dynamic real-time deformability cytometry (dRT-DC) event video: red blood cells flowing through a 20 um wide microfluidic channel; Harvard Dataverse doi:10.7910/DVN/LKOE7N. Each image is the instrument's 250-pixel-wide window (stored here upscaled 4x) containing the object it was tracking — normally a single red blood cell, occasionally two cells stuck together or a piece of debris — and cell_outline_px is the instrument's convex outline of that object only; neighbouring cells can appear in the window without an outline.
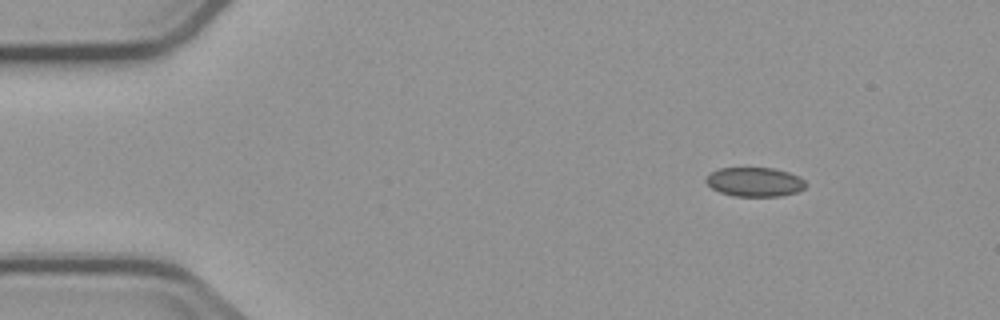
{"species": "common noctule bat (a hibernating species)", "species_latin": "Nyctalus noctula", "temperature_condition": "cold", "stored_images_in_passage": 6, "camera_frame_rate_fps": 3000, "um_per_image_px": 0.085, "animal": {"sex": "male", "body_mass_g": 23.1, "forearm_length_mm": 52.7}, "frame": {"image": 1, "passage_image": 2, "time_ms": 1.333, "image_size_px": [1000, 320], "cell_outline_px": [[808, 184], [804, 188], [796, 192], [780, 196], [732, 196], [720, 192], [712, 188], [704, 180], [712, 172], [720, 168], [772, 168], [788, 172], [800, 176]], "centroid_in_image_um": [64.17, 15.47], "position_along_channel_um": 20.8, "area_um2": 16.94}}
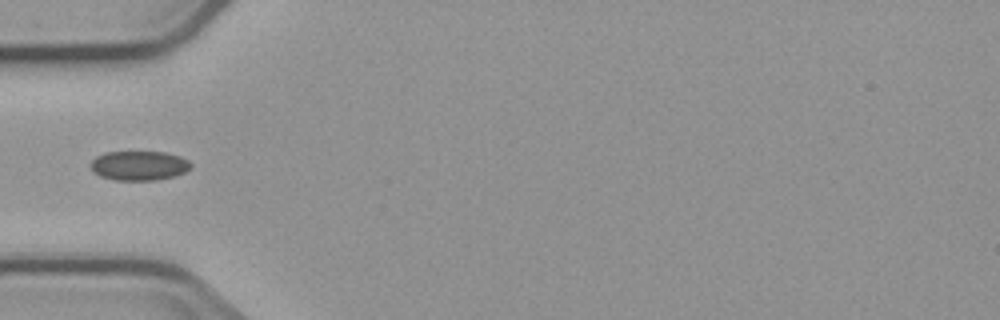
{"frame": {"image": 2, "passage_image": 5, "time_ms": 5.0, "image_size_px": [1000, 320], "cell_outline_px": [[192, 168], [176, 176], [156, 180], [116, 180], [100, 176], [92, 172], [92, 160], [96, 156], [104, 152], [164, 152], [180, 156], [188, 160], [192, 164]], "centroid_in_image_um": [11.84, 14.08], "position_along_channel_um": 73.2, "area_um2": 17.28}}
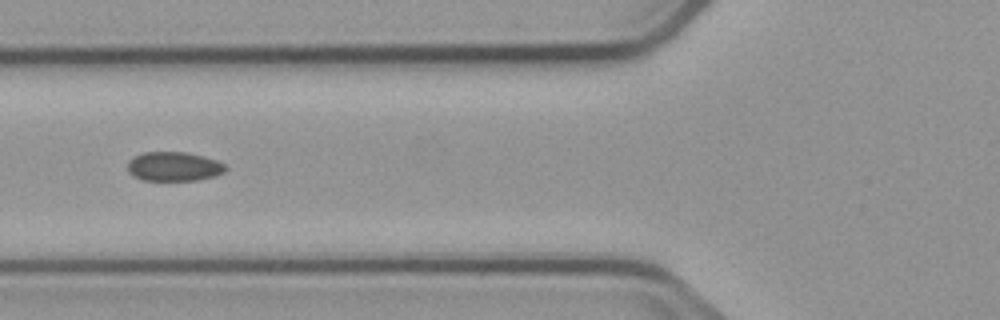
{"frame": {"image": 3, "passage_image": 6, "time_ms": 6.0, "image_size_px": [1000, 320], "cell_outline_px": [[228, 168], [224, 172], [216, 176], [196, 180], [144, 180], [132, 176], [128, 172], [128, 160], [132, 156], [144, 152], [188, 152], [204, 156], [216, 160], [224, 164]], "centroid_in_image_um": [14.77, 14.14], "position_along_channel_um": 111.0, "area_um2": 16.88}}